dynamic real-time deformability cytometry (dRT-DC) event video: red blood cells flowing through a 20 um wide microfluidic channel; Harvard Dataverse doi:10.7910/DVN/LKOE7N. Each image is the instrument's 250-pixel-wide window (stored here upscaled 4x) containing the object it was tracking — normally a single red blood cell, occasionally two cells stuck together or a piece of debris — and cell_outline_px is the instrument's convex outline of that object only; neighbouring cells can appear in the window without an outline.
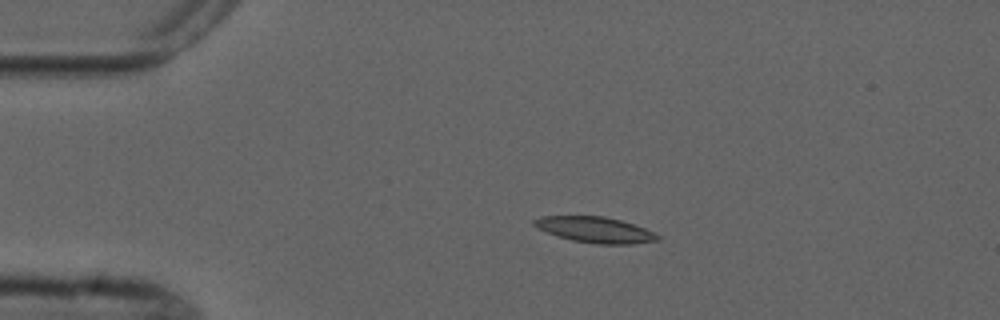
{"species": "common noctule bat (a hibernating species)", "species_latin": "Nyctalus noctula", "temperature_condition": "cold", "stored_images_in_passage": 4, "camera_frame_rate_fps": 3000, "um_per_image_px": 0.085, "animal": {"sex": "male", "forearm_length_mm": 52.5}, "frame": {"image": 1, "passage_image": 3, "time_ms": 2.333, "image_size_px": [1000, 320], "cell_outline_px": [[660, 240], [632, 244], [596, 244], [572, 240], [556, 236], [536, 228], [532, 224], [532, 220], [540, 216], [604, 216], [620, 220], [656, 232], [660, 236]], "centroid_in_image_um": [50.56, 19.53], "position_along_channel_um": 34.4, "area_um2": 18.73}}